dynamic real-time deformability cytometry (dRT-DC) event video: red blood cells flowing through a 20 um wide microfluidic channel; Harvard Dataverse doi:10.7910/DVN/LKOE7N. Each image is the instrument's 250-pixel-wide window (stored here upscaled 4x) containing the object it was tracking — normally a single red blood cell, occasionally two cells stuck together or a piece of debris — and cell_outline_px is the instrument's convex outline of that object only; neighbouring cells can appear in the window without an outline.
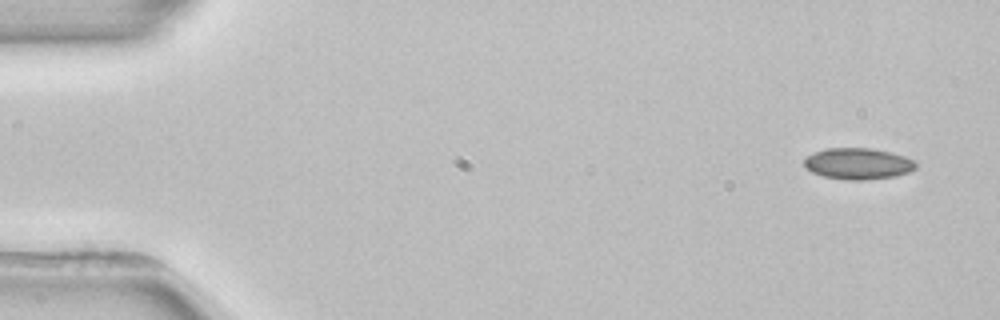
{"species": "common noctule bat (a hibernating species)", "species_latin": "Nyctalus noctula", "temperature_condition": "room temperature", "stored_images_in_passage": 3, "camera_frame_rate_fps": 3000, "um_per_image_px": 0.085, "animal": {"sex": "female", "body_mass_g": 22.7, "forearm_length_mm": 54.2}, "frame": {"image": 1, "passage_image": 1, "time_ms": 0.0, "image_size_px": [1000, 320], "cell_outline_px": [[916, 168], [908, 172], [896, 176], [864, 180], [848, 180], [824, 176], [812, 172], [804, 164], [804, 160], [812, 152], [824, 148], [872, 148], [892, 152], [904, 156], [912, 160], [916, 164]], "centroid_in_image_um": [72.93, 13.9], "position_along_channel_um": 12.1, "area_um2": 20.35}}